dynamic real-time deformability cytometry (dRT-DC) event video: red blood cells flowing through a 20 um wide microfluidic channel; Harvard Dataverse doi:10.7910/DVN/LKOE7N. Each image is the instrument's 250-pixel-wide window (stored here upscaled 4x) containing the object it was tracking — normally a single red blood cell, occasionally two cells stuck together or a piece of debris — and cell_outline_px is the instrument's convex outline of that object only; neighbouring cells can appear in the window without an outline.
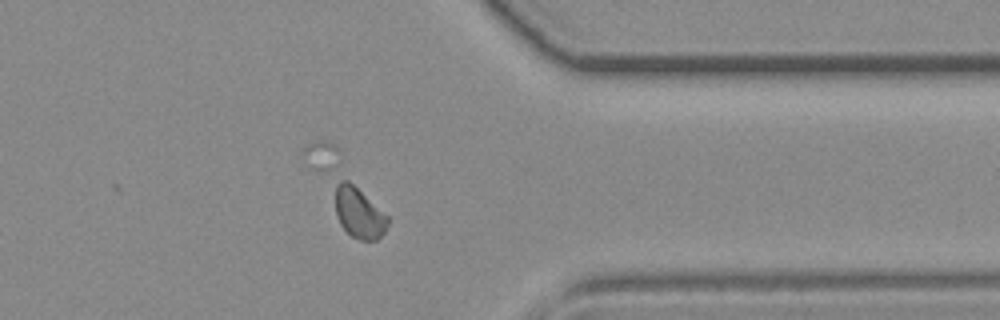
{"species": "common noctule bat (a hibernating species)", "species_latin": "Nyctalus noctula", "temperature_condition": "room temperature", "stored_images_in_passage": 42, "segment_of_instrument_passage": [2, 3], "camera_frame_rate_fps": 3000, "um_per_image_px": 0.085, "animal": {"sex": "female", "body_mass_g": 19.3, "forearm_length_mm": 54.1}, "frame": {"image": 1, "passage_image": 33, "time_ms": 10.667, "image_size_px": [1000, 320], "cell_outline_px": [[388, 224], [384, 232], [376, 240], [360, 240], [352, 236], [340, 224], [304, 164], [300, 152], [304, 148], [316, 140], [324, 140], [336, 144], [388, 216]], "centroid_in_image_um": [29.3, 16.24], "position_along_channel_um": 382.1, "area_um2": 31.85}}